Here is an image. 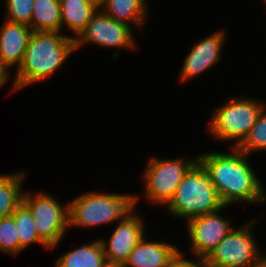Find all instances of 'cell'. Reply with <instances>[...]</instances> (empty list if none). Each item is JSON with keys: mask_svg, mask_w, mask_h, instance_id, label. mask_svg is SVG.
I'll list each match as a JSON object with an SVG mask.
<instances>
[{"mask_svg": "<svg viewBox=\"0 0 266 267\" xmlns=\"http://www.w3.org/2000/svg\"><path fill=\"white\" fill-rule=\"evenodd\" d=\"M107 259L102 243L96 239L60 256L56 267H105Z\"/></svg>", "mask_w": 266, "mask_h": 267, "instance_id": "obj_16", "label": "cell"}, {"mask_svg": "<svg viewBox=\"0 0 266 267\" xmlns=\"http://www.w3.org/2000/svg\"><path fill=\"white\" fill-rule=\"evenodd\" d=\"M23 203L29 208L39 238L53 249L61 242L69 228L68 204L63 205L48 193L32 195L25 192Z\"/></svg>", "mask_w": 266, "mask_h": 267, "instance_id": "obj_6", "label": "cell"}, {"mask_svg": "<svg viewBox=\"0 0 266 267\" xmlns=\"http://www.w3.org/2000/svg\"><path fill=\"white\" fill-rule=\"evenodd\" d=\"M12 215L0 218V250L12 254L20 253V241Z\"/></svg>", "mask_w": 266, "mask_h": 267, "instance_id": "obj_22", "label": "cell"}, {"mask_svg": "<svg viewBox=\"0 0 266 267\" xmlns=\"http://www.w3.org/2000/svg\"><path fill=\"white\" fill-rule=\"evenodd\" d=\"M179 249L167 242L146 241L143 237L131 251L125 265L127 267H171Z\"/></svg>", "mask_w": 266, "mask_h": 267, "instance_id": "obj_14", "label": "cell"}, {"mask_svg": "<svg viewBox=\"0 0 266 267\" xmlns=\"http://www.w3.org/2000/svg\"><path fill=\"white\" fill-rule=\"evenodd\" d=\"M212 114L208 130L219 141H233L237 147L247 136L266 104L252 98L228 99Z\"/></svg>", "mask_w": 266, "mask_h": 267, "instance_id": "obj_5", "label": "cell"}, {"mask_svg": "<svg viewBox=\"0 0 266 267\" xmlns=\"http://www.w3.org/2000/svg\"><path fill=\"white\" fill-rule=\"evenodd\" d=\"M73 51L74 39L69 35L57 31L33 32L11 92L51 77Z\"/></svg>", "mask_w": 266, "mask_h": 267, "instance_id": "obj_2", "label": "cell"}, {"mask_svg": "<svg viewBox=\"0 0 266 267\" xmlns=\"http://www.w3.org/2000/svg\"><path fill=\"white\" fill-rule=\"evenodd\" d=\"M259 267H266V256L261 255L260 257V262H259Z\"/></svg>", "mask_w": 266, "mask_h": 267, "instance_id": "obj_27", "label": "cell"}, {"mask_svg": "<svg viewBox=\"0 0 266 267\" xmlns=\"http://www.w3.org/2000/svg\"><path fill=\"white\" fill-rule=\"evenodd\" d=\"M29 26L33 32H62L60 0H34Z\"/></svg>", "mask_w": 266, "mask_h": 267, "instance_id": "obj_18", "label": "cell"}, {"mask_svg": "<svg viewBox=\"0 0 266 267\" xmlns=\"http://www.w3.org/2000/svg\"><path fill=\"white\" fill-rule=\"evenodd\" d=\"M132 29V26L112 19L99 9L74 40L75 50L89 42L102 47L130 48L133 50L136 48V44Z\"/></svg>", "mask_w": 266, "mask_h": 267, "instance_id": "obj_9", "label": "cell"}, {"mask_svg": "<svg viewBox=\"0 0 266 267\" xmlns=\"http://www.w3.org/2000/svg\"><path fill=\"white\" fill-rule=\"evenodd\" d=\"M236 148L248 156L252 152L266 150V108L258 116L247 136Z\"/></svg>", "mask_w": 266, "mask_h": 267, "instance_id": "obj_21", "label": "cell"}, {"mask_svg": "<svg viewBox=\"0 0 266 267\" xmlns=\"http://www.w3.org/2000/svg\"><path fill=\"white\" fill-rule=\"evenodd\" d=\"M11 215L13 216L17 227V236L20 241V252L33 243L42 244L44 248L50 249L39 238V234L34 225L32 213L23 202Z\"/></svg>", "mask_w": 266, "mask_h": 267, "instance_id": "obj_20", "label": "cell"}, {"mask_svg": "<svg viewBox=\"0 0 266 267\" xmlns=\"http://www.w3.org/2000/svg\"><path fill=\"white\" fill-rule=\"evenodd\" d=\"M9 75L8 69L2 64L0 59V87L8 81Z\"/></svg>", "mask_w": 266, "mask_h": 267, "instance_id": "obj_25", "label": "cell"}, {"mask_svg": "<svg viewBox=\"0 0 266 267\" xmlns=\"http://www.w3.org/2000/svg\"><path fill=\"white\" fill-rule=\"evenodd\" d=\"M135 208L118 220L109 240L100 239L107 263L125 264L131 251L145 237L144 222L135 214Z\"/></svg>", "mask_w": 266, "mask_h": 267, "instance_id": "obj_10", "label": "cell"}, {"mask_svg": "<svg viewBox=\"0 0 266 267\" xmlns=\"http://www.w3.org/2000/svg\"><path fill=\"white\" fill-rule=\"evenodd\" d=\"M197 157L186 161L181 158L160 159L151 157L144 168L143 179L147 199L157 204L170 202L188 170L197 162Z\"/></svg>", "mask_w": 266, "mask_h": 267, "instance_id": "obj_7", "label": "cell"}, {"mask_svg": "<svg viewBox=\"0 0 266 267\" xmlns=\"http://www.w3.org/2000/svg\"><path fill=\"white\" fill-rule=\"evenodd\" d=\"M255 223L252 220L238 229L233 228L207 256L210 265L259 267L262 252L251 231Z\"/></svg>", "mask_w": 266, "mask_h": 267, "instance_id": "obj_8", "label": "cell"}, {"mask_svg": "<svg viewBox=\"0 0 266 267\" xmlns=\"http://www.w3.org/2000/svg\"><path fill=\"white\" fill-rule=\"evenodd\" d=\"M218 210L204 214L187 222L188 235L191 240L193 253L197 256L207 257L209 253L234 228L231 222L219 215Z\"/></svg>", "mask_w": 266, "mask_h": 267, "instance_id": "obj_11", "label": "cell"}, {"mask_svg": "<svg viewBox=\"0 0 266 267\" xmlns=\"http://www.w3.org/2000/svg\"><path fill=\"white\" fill-rule=\"evenodd\" d=\"M86 1L92 3L93 5L98 7L99 9L102 8V6L104 5V2H105V0H86Z\"/></svg>", "mask_w": 266, "mask_h": 267, "instance_id": "obj_26", "label": "cell"}, {"mask_svg": "<svg viewBox=\"0 0 266 267\" xmlns=\"http://www.w3.org/2000/svg\"><path fill=\"white\" fill-rule=\"evenodd\" d=\"M24 172L0 174V218L11 215L23 202Z\"/></svg>", "mask_w": 266, "mask_h": 267, "instance_id": "obj_19", "label": "cell"}, {"mask_svg": "<svg viewBox=\"0 0 266 267\" xmlns=\"http://www.w3.org/2000/svg\"><path fill=\"white\" fill-rule=\"evenodd\" d=\"M0 28V59L2 64L10 70L21 66L29 39L33 33L30 26L5 20Z\"/></svg>", "mask_w": 266, "mask_h": 267, "instance_id": "obj_13", "label": "cell"}, {"mask_svg": "<svg viewBox=\"0 0 266 267\" xmlns=\"http://www.w3.org/2000/svg\"><path fill=\"white\" fill-rule=\"evenodd\" d=\"M105 267H127L125 264H111L107 263Z\"/></svg>", "mask_w": 266, "mask_h": 267, "instance_id": "obj_28", "label": "cell"}, {"mask_svg": "<svg viewBox=\"0 0 266 267\" xmlns=\"http://www.w3.org/2000/svg\"><path fill=\"white\" fill-rule=\"evenodd\" d=\"M101 10L118 22L141 27L145 23L148 8L145 0H105Z\"/></svg>", "mask_w": 266, "mask_h": 267, "instance_id": "obj_17", "label": "cell"}, {"mask_svg": "<svg viewBox=\"0 0 266 267\" xmlns=\"http://www.w3.org/2000/svg\"><path fill=\"white\" fill-rule=\"evenodd\" d=\"M99 10L86 0H60V11L63 25L73 32L74 40L85 29L88 22Z\"/></svg>", "mask_w": 266, "mask_h": 267, "instance_id": "obj_15", "label": "cell"}, {"mask_svg": "<svg viewBox=\"0 0 266 267\" xmlns=\"http://www.w3.org/2000/svg\"><path fill=\"white\" fill-rule=\"evenodd\" d=\"M139 196L88 192L68 203L69 226L92 227L121 220L137 204Z\"/></svg>", "mask_w": 266, "mask_h": 267, "instance_id": "obj_4", "label": "cell"}, {"mask_svg": "<svg viewBox=\"0 0 266 267\" xmlns=\"http://www.w3.org/2000/svg\"><path fill=\"white\" fill-rule=\"evenodd\" d=\"M197 262L193 260H188L184 258L181 251L179 250L171 263V267H210V263L207 260V257L197 256Z\"/></svg>", "mask_w": 266, "mask_h": 267, "instance_id": "obj_24", "label": "cell"}, {"mask_svg": "<svg viewBox=\"0 0 266 267\" xmlns=\"http://www.w3.org/2000/svg\"><path fill=\"white\" fill-rule=\"evenodd\" d=\"M231 150L230 153L214 151L197 156L222 203L225 206L241 201L265 203L266 190L249 164L248 155L235 147Z\"/></svg>", "mask_w": 266, "mask_h": 267, "instance_id": "obj_1", "label": "cell"}, {"mask_svg": "<svg viewBox=\"0 0 266 267\" xmlns=\"http://www.w3.org/2000/svg\"><path fill=\"white\" fill-rule=\"evenodd\" d=\"M5 20L30 25L34 0H6Z\"/></svg>", "mask_w": 266, "mask_h": 267, "instance_id": "obj_23", "label": "cell"}, {"mask_svg": "<svg viewBox=\"0 0 266 267\" xmlns=\"http://www.w3.org/2000/svg\"><path fill=\"white\" fill-rule=\"evenodd\" d=\"M225 40V31H216L195 43L185 58L180 72V81L191 80L213 67L221 59Z\"/></svg>", "mask_w": 266, "mask_h": 267, "instance_id": "obj_12", "label": "cell"}, {"mask_svg": "<svg viewBox=\"0 0 266 267\" xmlns=\"http://www.w3.org/2000/svg\"><path fill=\"white\" fill-rule=\"evenodd\" d=\"M165 207L172 215L188 221L227 206L222 203L216 187L197 161L184 175L174 196Z\"/></svg>", "mask_w": 266, "mask_h": 267, "instance_id": "obj_3", "label": "cell"}]
</instances>
